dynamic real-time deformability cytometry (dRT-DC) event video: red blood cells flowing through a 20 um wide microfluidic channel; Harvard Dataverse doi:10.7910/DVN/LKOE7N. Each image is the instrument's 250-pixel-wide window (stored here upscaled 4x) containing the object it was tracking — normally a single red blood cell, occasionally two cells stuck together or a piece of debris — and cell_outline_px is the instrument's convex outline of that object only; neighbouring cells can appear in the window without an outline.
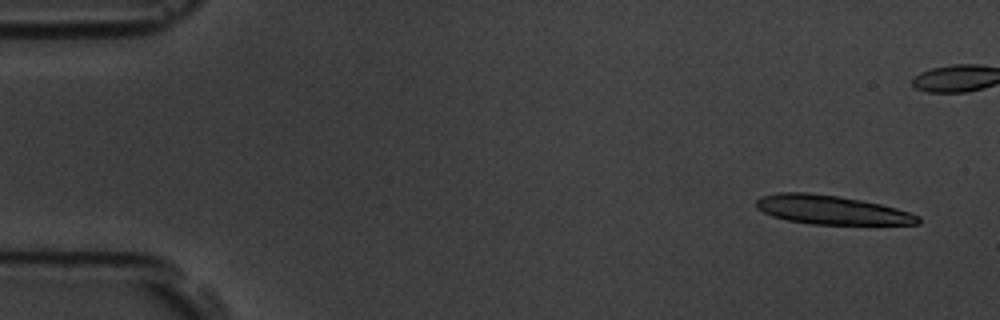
{"species": "common noctule bat (a hibernating species)", "species_latin": "Nyctalus noctula", "temperature_condition": "room temperature", "stored_images_in_passage": 5, "camera_frame_rate_fps": 3000, "um_per_image_px": 0.085, "animal": {"sex": "male", "body_mass_g": 19.5, "forearm_length_mm": 54.6}, "frame": {"image": 1, "passage_image": 1, "time_ms": 0.0, "image_size_px": [1000, 320], "cell_outline_px": [[920, 224], [812, 224], [788, 220], [772, 216], [756, 208], [756, 200], [760, 196], [780, 192], [804, 192], [840, 196], [880, 204], [896, 208], [920, 216]], "centroid_in_image_um": [70.64, 17.83], "position_along_channel_um": 14.4, "area_um2": 27.11}}
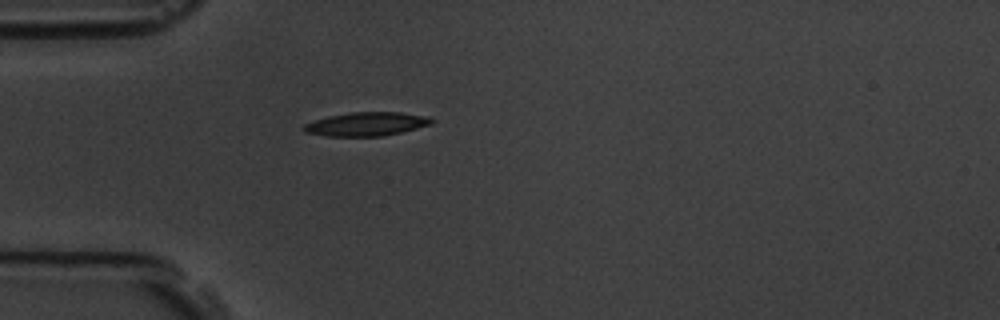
{"frame": {"image": 2, "passage_image": 5, "time_ms": 5.667, "image_size_px": [1000, 320], "cell_outline_px": [[436, 120], [432, 124], [400, 132], [380, 136], [328, 136], [304, 132], [300, 128], [304, 124], [328, 116], [352, 112], [400, 112], [428, 116]], "centroid_in_image_um": [31.15, 10.54], "position_along_channel_um": 53.9, "area_um2": 17.63}}